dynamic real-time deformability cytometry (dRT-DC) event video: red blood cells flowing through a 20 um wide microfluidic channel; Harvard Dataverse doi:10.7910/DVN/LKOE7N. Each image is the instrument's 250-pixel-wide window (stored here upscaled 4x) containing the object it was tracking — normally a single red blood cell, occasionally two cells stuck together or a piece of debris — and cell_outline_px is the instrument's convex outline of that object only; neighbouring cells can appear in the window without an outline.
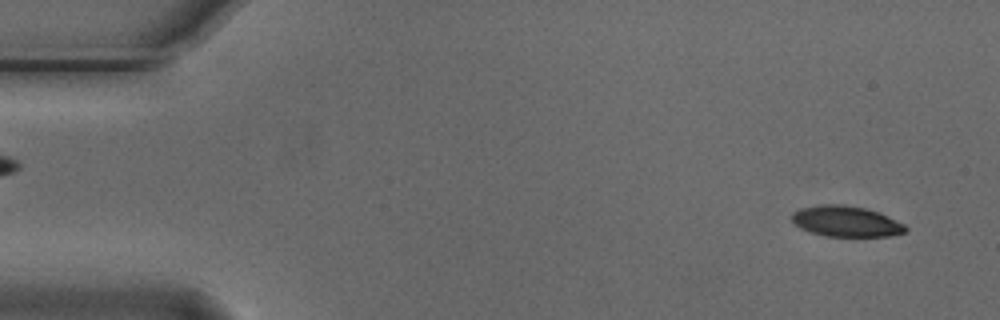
{"species": "Egyptian fruit bat (a non-hibernating species)", "species_latin": "Rousettus aegyptiacus", "temperature_condition": "cold", "stored_images_in_passage": 7, "camera_frame_rate_fps": 3000, "um_per_image_px": 0.085, "animal": {"sex": "male"}, "frame": {"image": 1, "passage_image": 1, "time_ms": 0.0, "image_size_px": [1000, 320], "cell_outline_px": [[908, 228], [904, 232], [892, 236], [824, 236], [800, 228], [792, 220], [792, 212], [800, 208], [820, 204], [844, 204], [864, 208], [880, 212], [904, 224]], "centroid_in_image_um": [71.92, 18.8], "position_along_channel_um": 13.1, "area_um2": 20.4}}
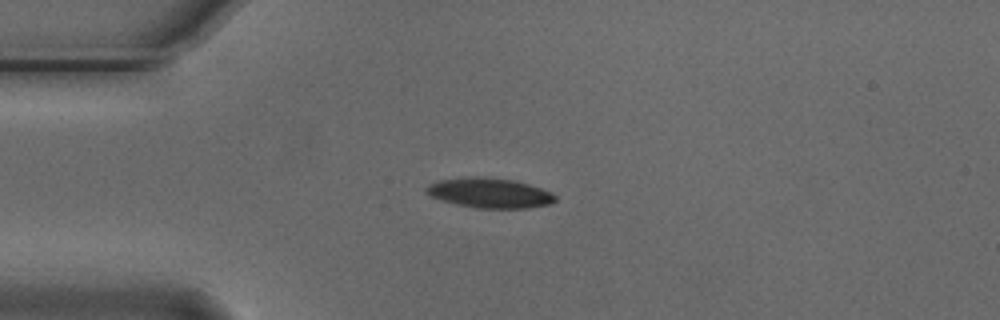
{"frame": {"image": 2, "passage_image": 4, "time_ms": 1.0, "image_size_px": [1000, 320], "cell_outline_px": [[556, 200], [552, 204], [528, 208], [476, 208], [456, 204], [440, 200], [428, 196], [424, 192], [424, 188], [428, 184], [440, 180], [476, 176], [512, 180], [528, 184], [540, 188], [556, 196]], "centroid_in_image_um": [41.56, 16.41], "position_along_channel_um": 43.4, "area_um2": 22.48}}
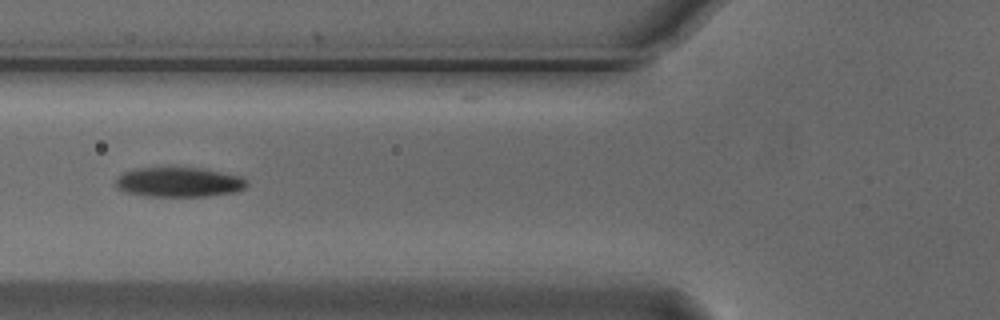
{"frame": {"image": 3, "passage_image": 6, "time_ms": 1.667, "image_size_px": [1000, 320], "cell_outline_px": [[248, 184], [244, 188], [236, 192], [208, 196], [144, 196], [124, 192], [116, 188], [116, 176], [124, 172], [136, 168], [200, 168], [240, 176], [248, 180]], "centroid_in_image_um": [15.18, 15.49], "position_along_channel_um": 110.6, "area_um2": 22.77}}